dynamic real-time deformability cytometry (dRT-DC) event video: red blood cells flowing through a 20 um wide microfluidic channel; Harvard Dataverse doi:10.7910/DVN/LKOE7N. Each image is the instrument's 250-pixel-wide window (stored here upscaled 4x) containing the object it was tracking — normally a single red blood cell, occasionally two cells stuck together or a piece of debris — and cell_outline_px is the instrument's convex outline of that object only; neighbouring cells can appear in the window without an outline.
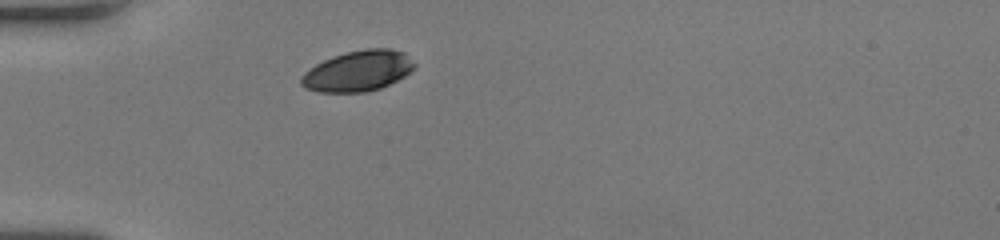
{"species": "human", "species_latin": "Homo sapiens", "temperature_condition": "room temperature", "stored_images_in_passage": 30, "camera_frame_rate_fps": 3000, "um_per_image_px": 0.085, "donor": {"sex": "female"}, "frame": {"image": 1, "passage_image": 1, "time_ms": 0.0, "image_size_px": [1000, 240], "cell_outline_px": [[416, 64], [404, 76], [380, 88], [364, 92], [316, 92], [304, 88], [300, 84], [300, 76], [304, 72], [316, 64], [332, 56], [348, 52], [368, 48], [388, 48], [404, 52]], "centroid_in_image_um": [30.38, 6.04], "position_along_channel_um": 54.6, "area_um2": 26.7}}
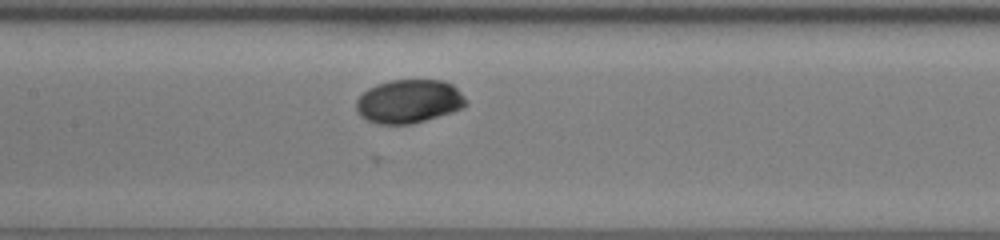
{"frame": {"image": 2, "passage_image": 11, "time_ms": 3.333, "image_size_px": [1000, 240], "cell_outline_px": [[468, 104], [452, 112], [412, 124], [380, 124], [368, 120], [360, 116], [356, 112], [356, 100], [368, 88], [376, 84], [392, 80], [440, 80], [452, 84], [468, 100]], "centroid_in_image_um": [34.75, 8.61], "position_along_channel_um": 172.7, "area_um2": 27.86}}
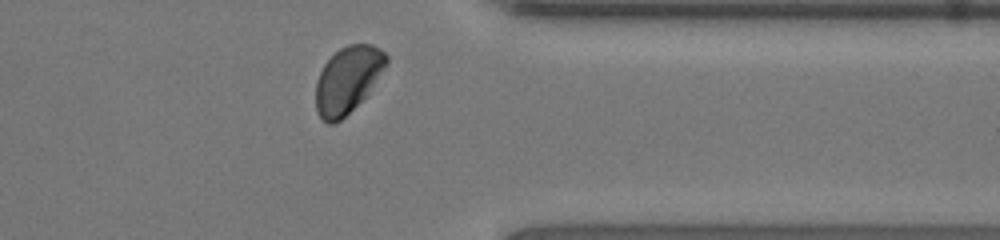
{"frame": {"image": 3, "passage_image": 27, "time_ms": 8.667, "image_size_px": [1000, 240], "cell_outline_px": [[388, 64], [368, 92], [340, 120], [332, 124], [328, 124], [316, 112], [316, 80], [324, 64], [340, 48], [348, 44], [372, 44], [380, 48], [388, 56]], "centroid_in_image_um": [29.55, 6.75], "position_along_channel_um": 381.8, "area_um2": 26.99}, "authors_computed_cell_mechanics": {"area_um2": 27.5706, "velocity_mm_per_s": 4.0179, "shape_relaxation_time_tau1_ms": 1.7318, "shape_relaxation_time_tau2_ms": null, "deformation_change_tau1": 0.1002, "deformation_change_tau2": null}}